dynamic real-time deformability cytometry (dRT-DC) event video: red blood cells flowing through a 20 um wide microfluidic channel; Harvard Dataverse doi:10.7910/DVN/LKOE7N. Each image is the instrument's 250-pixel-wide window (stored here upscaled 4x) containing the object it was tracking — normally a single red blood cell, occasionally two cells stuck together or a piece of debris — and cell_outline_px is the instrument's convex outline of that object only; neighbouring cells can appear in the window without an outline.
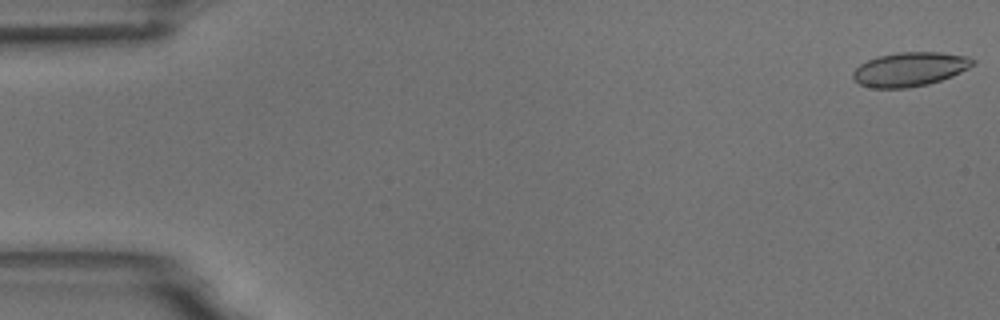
{"species": "common noctule bat (a hibernating species)", "species_latin": "Nyctalus noctula", "temperature_condition": "room temperature", "stored_images_in_passage": 55, "camera_frame_rate_fps": 3000, "um_per_image_px": 0.085, "animal": {"sex": "male", "body_mass_g": 18.8}, "frame": {"image": 1, "passage_image": 1, "time_ms": 0.0, "image_size_px": [1000, 320], "cell_outline_px": [[976, 64], [952, 76], [928, 84], [908, 88], [872, 88], [860, 84], [852, 76], [852, 72], [860, 64], [868, 60], [880, 56], [900, 52], [940, 52], [968, 56], [976, 60]], "centroid_in_image_um": [77.36, 5.88], "position_along_channel_um": 7.6, "area_um2": 23.76}}
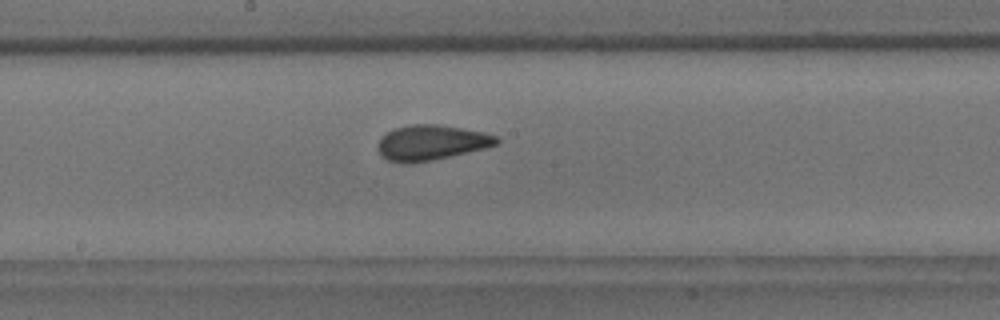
{"frame": {"image": 2, "passage_image": 29, "time_ms": 9.333, "image_size_px": [1000, 320], "cell_outline_px": [[500, 144], [452, 156], [412, 164], [404, 164], [388, 160], [380, 156], [380, 136], [396, 128], [408, 124], [436, 124], [484, 132], [496, 136], [500, 140]], "centroid_in_image_um": [36.67, 12.13], "position_along_channel_um": 211.5, "area_um2": 24.33}}
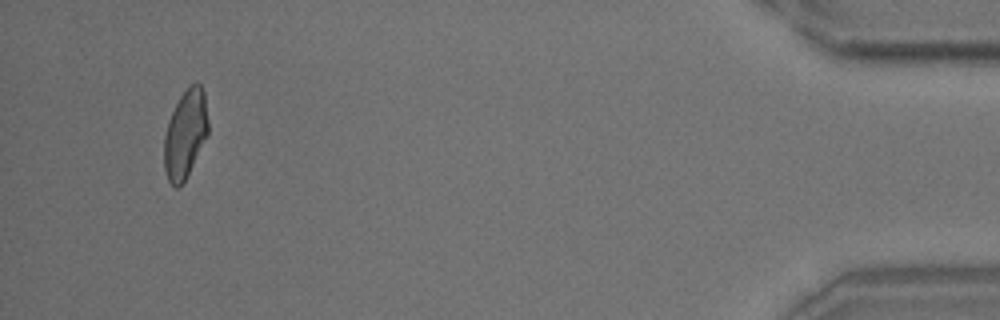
{"frame": {"image": 3, "passage_image": 52, "time_ms": 17.0, "image_size_px": [1000, 320], "cell_outline_px": [[208, 136], [184, 180], [176, 188], [168, 180], [164, 168], [164, 136], [168, 120], [180, 96], [188, 84], [200, 84], [204, 92], [208, 120]], "centroid_in_image_um": [15.75, 11.36], "position_along_channel_um": 419.4, "area_um2": 22.54}, "authors_computed_cell_mechanics": {"area_um2": 23.698, "velocity_mm_per_s": 3.6854, "shape_relaxation_time_tau1_ms": 5.4351, "shape_relaxation_time_tau2_ms": 1.4461, "deformation_change_tau1": 0.1418, "deformation_change_tau2": 0.0892}}